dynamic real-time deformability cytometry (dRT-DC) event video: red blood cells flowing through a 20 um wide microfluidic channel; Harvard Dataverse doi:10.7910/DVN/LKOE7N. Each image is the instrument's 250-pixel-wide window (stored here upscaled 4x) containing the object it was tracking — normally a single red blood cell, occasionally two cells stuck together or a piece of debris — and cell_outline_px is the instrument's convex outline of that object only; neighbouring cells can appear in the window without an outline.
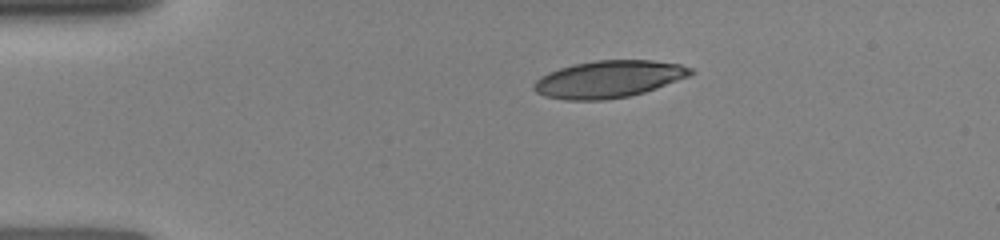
{"species": "human", "species_latin": "Homo sapiens", "temperature_condition": "room temperature", "stored_images_in_passage": 5, "camera_frame_rate_fps": 3000, "um_per_image_px": 0.085, "donor": {"sex": "female"}, "frame": {"image": 1, "passage_image": 1, "time_ms": 0.0, "image_size_px": [1000, 240], "cell_outline_px": [[696, 72], [688, 76], [656, 88], [644, 92], [628, 96], [604, 100], [564, 100], [544, 96], [536, 92], [532, 88], [532, 84], [540, 76], [548, 72], [572, 64], [596, 60], [652, 60], [680, 64], [692, 68]], "centroid_in_image_um": [51.7, 6.72], "position_along_channel_um": 33.3, "area_um2": 33.99}}
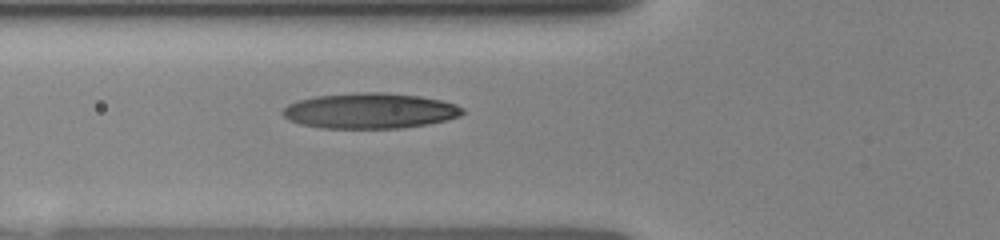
{"frame": {"image": 2, "passage_image": 5, "time_ms": 2.667, "image_size_px": [1000, 240], "cell_outline_px": [[464, 112], [460, 116], [428, 124], [400, 128], [324, 128], [300, 124], [288, 120], [280, 112], [288, 104], [296, 100], [316, 96], [364, 92], [380, 92], [420, 96], [440, 100], [456, 104], [464, 108]], "centroid_in_image_um": [31.42, 9.42], "position_along_channel_um": 94.4, "area_um2": 37.17}}